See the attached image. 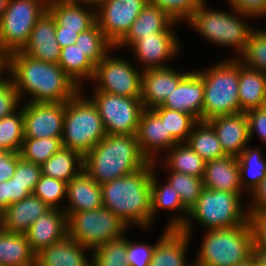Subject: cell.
<instances>
[{
    "label": "cell",
    "mask_w": 266,
    "mask_h": 266,
    "mask_svg": "<svg viewBox=\"0 0 266 266\" xmlns=\"http://www.w3.org/2000/svg\"><path fill=\"white\" fill-rule=\"evenodd\" d=\"M148 163L136 135L107 134L83 157V170L102 185L132 174Z\"/></svg>",
    "instance_id": "3957f363"
},
{
    "label": "cell",
    "mask_w": 266,
    "mask_h": 266,
    "mask_svg": "<svg viewBox=\"0 0 266 266\" xmlns=\"http://www.w3.org/2000/svg\"><path fill=\"white\" fill-rule=\"evenodd\" d=\"M82 1H86L87 3H90V4L96 6L99 2H101L103 0H82Z\"/></svg>",
    "instance_id": "e7e4bbea"
},
{
    "label": "cell",
    "mask_w": 266,
    "mask_h": 266,
    "mask_svg": "<svg viewBox=\"0 0 266 266\" xmlns=\"http://www.w3.org/2000/svg\"><path fill=\"white\" fill-rule=\"evenodd\" d=\"M142 70L132 63L110 52L95 66L92 78L94 91L106 92L124 97L141 96Z\"/></svg>",
    "instance_id": "7c38bea8"
},
{
    "label": "cell",
    "mask_w": 266,
    "mask_h": 266,
    "mask_svg": "<svg viewBox=\"0 0 266 266\" xmlns=\"http://www.w3.org/2000/svg\"><path fill=\"white\" fill-rule=\"evenodd\" d=\"M6 75L0 80V119L16 111L21 101L12 78Z\"/></svg>",
    "instance_id": "7dc6e473"
},
{
    "label": "cell",
    "mask_w": 266,
    "mask_h": 266,
    "mask_svg": "<svg viewBox=\"0 0 266 266\" xmlns=\"http://www.w3.org/2000/svg\"><path fill=\"white\" fill-rule=\"evenodd\" d=\"M234 266H258L255 256L252 254L245 261L240 262Z\"/></svg>",
    "instance_id": "6125c7cd"
},
{
    "label": "cell",
    "mask_w": 266,
    "mask_h": 266,
    "mask_svg": "<svg viewBox=\"0 0 266 266\" xmlns=\"http://www.w3.org/2000/svg\"><path fill=\"white\" fill-rule=\"evenodd\" d=\"M173 31L175 30L166 29L152 36L141 37L129 46L133 49L137 62L142 63V71L168 67L164 62L178 55L181 46Z\"/></svg>",
    "instance_id": "9a60e30c"
},
{
    "label": "cell",
    "mask_w": 266,
    "mask_h": 266,
    "mask_svg": "<svg viewBox=\"0 0 266 266\" xmlns=\"http://www.w3.org/2000/svg\"><path fill=\"white\" fill-rule=\"evenodd\" d=\"M237 158L242 189L251 194L266 176V159L259 148L249 146Z\"/></svg>",
    "instance_id": "d6a6232c"
},
{
    "label": "cell",
    "mask_w": 266,
    "mask_h": 266,
    "mask_svg": "<svg viewBox=\"0 0 266 266\" xmlns=\"http://www.w3.org/2000/svg\"><path fill=\"white\" fill-rule=\"evenodd\" d=\"M47 10L55 18L56 27H62V31L79 34L96 23V6L86 1L59 3L50 6Z\"/></svg>",
    "instance_id": "4316f807"
},
{
    "label": "cell",
    "mask_w": 266,
    "mask_h": 266,
    "mask_svg": "<svg viewBox=\"0 0 266 266\" xmlns=\"http://www.w3.org/2000/svg\"><path fill=\"white\" fill-rule=\"evenodd\" d=\"M66 191L67 182L41 174L32 194L38 196L49 207L58 209V204L66 196Z\"/></svg>",
    "instance_id": "ee69618b"
},
{
    "label": "cell",
    "mask_w": 266,
    "mask_h": 266,
    "mask_svg": "<svg viewBox=\"0 0 266 266\" xmlns=\"http://www.w3.org/2000/svg\"><path fill=\"white\" fill-rule=\"evenodd\" d=\"M6 150L0 145V154L4 153Z\"/></svg>",
    "instance_id": "03108f58"
},
{
    "label": "cell",
    "mask_w": 266,
    "mask_h": 266,
    "mask_svg": "<svg viewBox=\"0 0 266 266\" xmlns=\"http://www.w3.org/2000/svg\"><path fill=\"white\" fill-rule=\"evenodd\" d=\"M245 113L248 120L249 139L251 140L253 133H257L266 144V108L251 109Z\"/></svg>",
    "instance_id": "f907efd6"
},
{
    "label": "cell",
    "mask_w": 266,
    "mask_h": 266,
    "mask_svg": "<svg viewBox=\"0 0 266 266\" xmlns=\"http://www.w3.org/2000/svg\"><path fill=\"white\" fill-rule=\"evenodd\" d=\"M89 98L99 111L106 134H137L140 115L144 110L140 97L94 91Z\"/></svg>",
    "instance_id": "8fae6325"
},
{
    "label": "cell",
    "mask_w": 266,
    "mask_h": 266,
    "mask_svg": "<svg viewBox=\"0 0 266 266\" xmlns=\"http://www.w3.org/2000/svg\"><path fill=\"white\" fill-rule=\"evenodd\" d=\"M167 153L163 163L168 172L176 171L191 176L203 177L206 162L187 143H178Z\"/></svg>",
    "instance_id": "e575fe53"
},
{
    "label": "cell",
    "mask_w": 266,
    "mask_h": 266,
    "mask_svg": "<svg viewBox=\"0 0 266 266\" xmlns=\"http://www.w3.org/2000/svg\"><path fill=\"white\" fill-rule=\"evenodd\" d=\"M7 71L20 100L28 93V102L32 103L67 102L82 89L58 64L34 59L21 51L8 55Z\"/></svg>",
    "instance_id": "6da1fadb"
},
{
    "label": "cell",
    "mask_w": 266,
    "mask_h": 266,
    "mask_svg": "<svg viewBox=\"0 0 266 266\" xmlns=\"http://www.w3.org/2000/svg\"><path fill=\"white\" fill-rule=\"evenodd\" d=\"M9 207L8 180L0 183V213Z\"/></svg>",
    "instance_id": "6f0895ef"
},
{
    "label": "cell",
    "mask_w": 266,
    "mask_h": 266,
    "mask_svg": "<svg viewBox=\"0 0 266 266\" xmlns=\"http://www.w3.org/2000/svg\"><path fill=\"white\" fill-rule=\"evenodd\" d=\"M58 65L80 88L82 81H91L95 72V65L76 44L61 48Z\"/></svg>",
    "instance_id": "d590c367"
},
{
    "label": "cell",
    "mask_w": 266,
    "mask_h": 266,
    "mask_svg": "<svg viewBox=\"0 0 266 266\" xmlns=\"http://www.w3.org/2000/svg\"><path fill=\"white\" fill-rule=\"evenodd\" d=\"M206 4L205 0L200 2L192 16L187 20L189 25L191 24L190 26L207 41L218 46H230L237 51V54L241 55L246 48L250 34L254 30L246 20L242 19L248 15L235 9L232 10L233 14L216 9L210 10Z\"/></svg>",
    "instance_id": "ba28073f"
},
{
    "label": "cell",
    "mask_w": 266,
    "mask_h": 266,
    "mask_svg": "<svg viewBox=\"0 0 266 266\" xmlns=\"http://www.w3.org/2000/svg\"><path fill=\"white\" fill-rule=\"evenodd\" d=\"M154 248L155 244L134 243L127 239L128 266H149Z\"/></svg>",
    "instance_id": "c3c4849f"
},
{
    "label": "cell",
    "mask_w": 266,
    "mask_h": 266,
    "mask_svg": "<svg viewBox=\"0 0 266 266\" xmlns=\"http://www.w3.org/2000/svg\"><path fill=\"white\" fill-rule=\"evenodd\" d=\"M165 123L166 135H172L179 143H186L197 120L190 114L161 106L151 109Z\"/></svg>",
    "instance_id": "74e56055"
},
{
    "label": "cell",
    "mask_w": 266,
    "mask_h": 266,
    "mask_svg": "<svg viewBox=\"0 0 266 266\" xmlns=\"http://www.w3.org/2000/svg\"><path fill=\"white\" fill-rule=\"evenodd\" d=\"M149 4L166 11L175 21H187L202 0H147Z\"/></svg>",
    "instance_id": "f6af8a7d"
},
{
    "label": "cell",
    "mask_w": 266,
    "mask_h": 266,
    "mask_svg": "<svg viewBox=\"0 0 266 266\" xmlns=\"http://www.w3.org/2000/svg\"><path fill=\"white\" fill-rule=\"evenodd\" d=\"M30 194L32 193L27 189V186L20 185L11 178L8 179L9 206L15 202H19Z\"/></svg>",
    "instance_id": "11a10c76"
},
{
    "label": "cell",
    "mask_w": 266,
    "mask_h": 266,
    "mask_svg": "<svg viewBox=\"0 0 266 266\" xmlns=\"http://www.w3.org/2000/svg\"><path fill=\"white\" fill-rule=\"evenodd\" d=\"M239 103L241 112L263 108L266 101L265 76L262 71L239 62Z\"/></svg>",
    "instance_id": "f546056e"
},
{
    "label": "cell",
    "mask_w": 266,
    "mask_h": 266,
    "mask_svg": "<svg viewBox=\"0 0 266 266\" xmlns=\"http://www.w3.org/2000/svg\"><path fill=\"white\" fill-rule=\"evenodd\" d=\"M136 136L139 148L149 162L158 161V152H167L179 143L172 135H166L165 123L151 109L142 111Z\"/></svg>",
    "instance_id": "ac0fdd59"
},
{
    "label": "cell",
    "mask_w": 266,
    "mask_h": 266,
    "mask_svg": "<svg viewBox=\"0 0 266 266\" xmlns=\"http://www.w3.org/2000/svg\"><path fill=\"white\" fill-rule=\"evenodd\" d=\"M0 266H35L27 237L0 228Z\"/></svg>",
    "instance_id": "4dcf8cb0"
},
{
    "label": "cell",
    "mask_w": 266,
    "mask_h": 266,
    "mask_svg": "<svg viewBox=\"0 0 266 266\" xmlns=\"http://www.w3.org/2000/svg\"><path fill=\"white\" fill-rule=\"evenodd\" d=\"M92 251V266H128L127 238L124 235L104 243Z\"/></svg>",
    "instance_id": "b9f144b4"
},
{
    "label": "cell",
    "mask_w": 266,
    "mask_h": 266,
    "mask_svg": "<svg viewBox=\"0 0 266 266\" xmlns=\"http://www.w3.org/2000/svg\"><path fill=\"white\" fill-rule=\"evenodd\" d=\"M204 84L202 121L241 113L239 103V61L227 58L209 69L196 71Z\"/></svg>",
    "instance_id": "277c9868"
},
{
    "label": "cell",
    "mask_w": 266,
    "mask_h": 266,
    "mask_svg": "<svg viewBox=\"0 0 266 266\" xmlns=\"http://www.w3.org/2000/svg\"><path fill=\"white\" fill-rule=\"evenodd\" d=\"M204 188L242 194L238 158L226 155L207 161L202 177Z\"/></svg>",
    "instance_id": "7402d4cb"
},
{
    "label": "cell",
    "mask_w": 266,
    "mask_h": 266,
    "mask_svg": "<svg viewBox=\"0 0 266 266\" xmlns=\"http://www.w3.org/2000/svg\"><path fill=\"white\" fill-rule=\"evenodd\" d=\"M205 162L226 156L207 121H197L186 142Z\"/></svg>",
    "instance_id": "836d02e7"
},
{
    "label": "cell",
    "mask_w": 266,
    "mask_h": 266,
    "mask_svg": "<svg viewBox=\"0 0 266 266\" xmlns=\"http://www.w3.org/2000/svg\"><path fill=\"white\" fill-rule=\"evenodd\" d=\"M265 76V85H266V71L263 72Z\"/></svg>",
    "instance_id": "a7ac6f4b"
},
{
    "label": "cell",
    "mask_w": 266,
    "mask_h": 266,
    "mask_svg": "<svg viewBox=\"0 0 266 266\" xmlns=\"http://www.w3.org/2000/svg\"><path fill=\"white\" fill-rule=\"evenodd\" d=\"M81 89L65 102L62 145L83 157L107 134L96 105Z\"/></svg>",
    "instance_id": "52a82bcc"
},
{
    "label": "cell",
    "mask_w": 266,
    "mask_h": 266,
    "mask_svg": "<svg viewBox=\"0 0 266 266\" xmlns=\"http://www.w3.org/2000/svg\"><path fill=\"white\" fill-rule=\"evenodd\" d=\"M56 40L59 42L60 48L75 44L78 33L62 31V27H56Z\"/></svg>",
    "instance_id": "9f6ffc18"
},
{
    "label": "cell",
    "mask_w": 266,
    "mask_h": 266,
    "mask_svg": "<svg viewBox=\"0 0 266 266\" xmlns=\"http://www.w3.org/2000/svg\"><path fill=\"white\" fill-rule=\"evenodd\" d=\"M189 72H180L171 66L143 71L140 99L144 109L161 106Z\"/></svg>",
    "instance_id": "2e32d148"
},
{
    "label": "cell",
    "mask_w": 266,
    "mask_h": 266,
    "mask_svg": "<svg viewBox=\"0 0 266 266\" xmlns=\"http://www.w3.org/2000/svg\"><path fill=\"white\" fill-rule=\"evenodd\" d=\"M197 259L200 266H234L252 255L250 220L238 227L206 230Z\"/></svg>",
    "instance_id": "8992f818"
},
{
    "label": "cell",
    "mask_w": 266,
    "mask_h": 266,
    "mask_svg": "<svg viewBox=\"0 0 266 266\" xmlns=\"http://www.w3.org/2000/svg\"><path fill=\"white\" fill-rule=\"evenodd\" d=\"M203 103V80L196 71H190L161 107L190 114L197 121H202Z\"/></svg>",
    "instance_id": "d6986e66"
},
{
    "label": "cell",
    "mask_w": 266,
    "mask_h": 266,
    "mask_svg": "<svg viewBox=\"0 0 266 266\" xmlns=\"http://www.w3.org/2000/svg\"><path fill=\"white\" fill-rule=\"evenodd\" d=\"M20 153L5 151L0 154V183L11 178L17 166V160Z\"/></svg>",
    "instance_id": "db71d44e"
},
{
    "label": "cell",
    "mask_w": 266,
    "mask_h": 266,
    "mask_svg": "<svg viewBox=\"0 0 266 266\" xmlns=\"http://www.w3.org/2000/svg\"><path fill=\"white\" fill-rule=\"evenodd\" d=\"M8 3H9V0H0V19L3 15L4 11L8 7Z\"/></svg>",
    "instance_id": "be15d7a7"
},
{
    "label": "cell",
    "mask_w": 266,
    "mask_h": 266,
    "mask_svg": "<svg viewBox=\"0 0 266 266\" xmlns=\"http://www.w3.org/2000/svg\"><path fill=\"white\" fill-rule=\"evenodd\" d=\"M232 9L250 18L266 15V0H227Z\"/></svg>",
    "instance_id": "816d5d0a"
},
{
    "label": "cell",
    "mask_w": 266,
    "mask_h": 266,
    "mask_svg": "<svg viewBox=\"0 0 266 266\" xmlns=\"http://www.w3.org/2000/svg\"><path fill=\"white\" fill-rule=\"evenodd\" d=\"M191 266H200V265L196 264L195 262H192Z\"/></svg>",
    "instance_id": "003e7915"
},
{
    "label": "cell",
    "mask_w": 266,
    "mask_h": 266,
    "mask_svg": "<svg viewBox=\"0 0 266 266\" xmlns=\"http://www.w3.org/2000/svg\"><path fill=\"white\" fill-rule=\"evenodd\" d=\"M24 140L23 107L0 119V145L10 152H20Z\"/></svg>",
    "instance_id": "f35d334b"
},
{
    "label": "cell",
    "mask_w": 266,
    "mask_h": 266,
    "mask_svg": "<svg viewBox=\"0 0 266 266\" xmlns=\"http://www.w3.org/2000/svg\"><path fill=\"white\" fill-rule=\"evenodd\" d=\"M61 209V206L60 209L51 208L39 216L25 233L30 249L35 255L67 236V215Z\"/></svg>",
    "instance_id": "ffe728a7"
},
{
    "label": "cell",
    "mask_w": 266,
    "mask_h": 266,
    "mask_svg": "<svg viewBox=\"0 0 266 266\" xmlns=\"http://www.w3.org/2000/svg\"><path fill=\"white\" fill-rule=\"evenodd\" d=\"M47 8L39 0H9L0 19V47L7 54L21 51Z\"/></svg>",
    "instance_id": "30bf717a"
},
{
    "label": "cell",
    "mask_w": 266,
    "mask_h": 266,
    "mask_svg": "<svg viewBox=\"0 0 266 266\" xmlns=\"http://www.w3.org/2000/svg\"><path fill=\"white\" fill-rule=\"evenodd\" d=\"M147 3V0H103L96 5V23L116 46Z\"/></svg>",
    "instance_id": "4fadbf2b"
},
{
    "label": "cell",
    "mask_w": 266,
    "mask_h": 266,
    "mask_svg": "<svg viewBox=\"0 0 266 266\" xmlns=\"http://www.w3.org/2000/svg\"><path fill=\"white\" fill-rule=\"evenodd\" d=\"M89 250L66 236L38 252L35 255V266H92V260H88L85 255Z\"/></svg>",
    "instance_id": "d4e9b609"
},
{
    "label": "cell",
    "mask_w": 266,
    "mask_h": 266,
    "mask_svg": "<svg viewBox=\"0 0 266 266\" xmlns=\"http://www.w3.org/2000/svg\"><path fill=\"white\" fill-rule=\"evenodd\" d=\"M226 155L238 157L249 145L248 120L245 112L218 116L207 121Z\"/></svg>",
    "instance_id": "44dd1931"
},
{
    "label": "cell",
    "mask_w": 266,
    "mask_h": 266,
    "mask_svg": "<svg viewBox=\"0 0 266 266\" xmlns=\"http://www.w3.org/2000/svg\"><path fill=\"white\" fill-rule=\"evenodd\" d=\"M252 254L255 256L258 266H266V255L256 252L254 249Z\"/></svg>",
    "instance_id": "94428289"
},
{
    "label": "cell",
    "mask_w": 266,
    "mask_h": 266,
    "mask_svg": "<svg viewBox=\"0 0 266 266\" xmlns=\"http://www.w3.org/2000/svg\"><path fill=\"white\" fill-rule=\"evenodd\" d=\"M51 209L38 196L30 194L19 202H15L1 213L3 230L25 234L39 217Z\"/></svg>",
    "instance_id": "603a6c76"
},
{
    "label": "cell",
    "mask_w": 266,
    "mask_h": 266,
    "mask_svg": "<svg viewBox=\"0 0 266 266\" xmlns=\"http://www.w3.org/2000/svg\"><path fill=\"white\" fill-rule=\"evenodd\" d=\"M77 46L96 66L115 46L106 38L101 28L95 23L88 30L78 34Z\"/></svg>",
    "instance_id": "8d00e7d4"
},
{
    "label": "cell",
    "mask_w": 266,
    "mask_h": 266,
    "mask_svg": "<svg viewBox=\"0 0 266 266\" xmlns=\"http://www.w3.org/2000/svg\"><path fill=\"white\" fill-rule=\"evenodd\" d=\"M256 252L266 255V213L249 215Z\"/></svg>",
    "instance_id": "681fc988"
},
{
    "label": "cell",
    "mask_w": 266,
    "mask_h": 266,
    "mask_svg": "<svg viewBox=\"0 0 266 266\" xmlns=\"http://www.w3.org/2000/svg\"><path fill=\"white\" fill-rule=\"evenodd\" d=\"M83 170V156L72 149L62 147L41 165L44 176L69 182Z\"/></svg>",
    "instance_id": "1f68e13d"
},
{
    "label": "cell",
    "mask_w": 266,
    "mask_h": 266,
    "mask_svg": "<svg viewBox=\"0 0 266 266\" xmlns=\"http://www.w3.org/2000/svg\"><path fill=\"white\" fill-rule=\"evenodd\" d=\"M62 137L54 138H24L20 149V156L27 161L42 165L53 154L59 151L62 145Z\"/></svg>",
    "instance_id": "ab89813d"
},
{
    "label": "cell",
    "mask_w": 266,
    "mask_h": 266,
    "mask_svg": "<svg viewBox=\"0 0 266 266\" xmlns=\"http://www.w3.org/2000/svg\"><path fill=\"white\" fill-rule=\"evenodd\" d=\"M55 34L56 20L46 10L35 23L21 52L37 60L58 64L61 48Z\"/></svg>",
    "instance_id": "e0dca14e"
},
{
    "label": "cell",
    "mask_w": 266,
    "mask_h": 266,
    "mask_svg": "<svg viewBox=\"0 0 266 266\" xmlns=\"http://www.w3.org/2000/svg\"><path fill=\"white\" fill-rule=\"evenodd\" d=\"M155 170L151 177V212L152 224L157 210H170L178 212L167 223L168 229H180L188 218L189 211L183 206L182 200L175 189L166 181L165 184H158ZM182 213V214H181Z\"/></svg>",
    "instance_id": "f1b7e54d"
},
{
    "label": "cell",
    "mask_w": 266,
    "mask_h": 266,
    "mask_svg": "<svg viewBox=\"0 0 266 266\" xmlns=\"http://www.w3.org/2000/svg\"><path fill=\"white\" fill-rule=\"evenodd\" d=\"M65 213H75L100 208L102 204L101 185L84 170L67 183Z\"/></svg>",
    "instance_id": "cb8c5ba5"
},
{
    "label": "cell",
    "mask_w": 266,
    "mask_h": 266,
    "mask_svg": "<svg viewBox=\"0 0 266 266\" xmlns=\"http://www.w3.org/2000/svg\"><path fill=\"white\" fill-rule=\"evenodd\" d=\"M67 236L92 249L125 235L128 225L104 206L66 213Z\"/></svg>",
    "instance_id": "9c48e42d"
},
{
    "label": "cell",
    "mask_w": 266,
    "mask_h": 266,
    "mask_svg": "<svg viewBox=\"0 0 266 266\" xmlns=\"http://www.w3.org/2000/svg\"><path fill=\"white\" fill-rule=\"evenodd\" d=\"M157 160L138 171L101 185L102 204L128 226L149 229L152 225L151 177Z\"/></svg>",
    "instance_id": "7a4b0ae2"
},
{
    "label": "cell",
    "mask_w": 266,
    "mask_h": 266,
    "mask_svg": "<svg viewBox=\"0 0 266 266\" xmlns=\"http://www.w3.org/2000/svg\"><path fill=\"white\" fill-rule=\"evenodd\" d=\"M175 21L166 11L158 6L149 3L142 9V12L132 23L131 29L126 36L115 46L129 47L133 42L138 41L141 37L152 36L154 33L164 32L166 29H173Z\"/></svg>",
    "instance_id": "83f0119b"
},
{
    "label": "cell",
    "mask_w": 266,
    "mask_h": 266,
    "mask_svg": "<svg viewBox=\"0 0 266 266\" xmlns=\"http://www.w3.org/2000/svg\"><path fill=\"white\" fill-rule=\"evenodd\" d=\"M41 176V166L18 157L16 171L11 179L20 185L27 186L32 193Z\"/></svg>",
    "instance_id": "bcb514c9"
},
{
    "label": "cell",
    "mask_w": 266,
    "mask_h": 266,
    "mask_svg": "<svg viewBox=\"0 0 266 266\" xmlns=\"http://www.w3.org/2000/svg\"><path fill=\"white\" fill-rule=\"evenodd\" d=\"M168 174L170 175L166 181L177 191L183 206L190 211L204 189L202 178L176 171H170Z\"/></svg>",
    "instance_id": "60d3db41"
},
{
    "label": "cell",
    "mask_w": 266,
    "mask_h": 266,
    "mask_svg": "<svg viewBox=\"0 0 266 266\" xmlns=\"http://www.w3.org/2000/svg\"><path fill=\"white\" fill-rule=\"evenodd\" d=\"M8 70V55L0 47V80L3 78V72L7 74Z\"/></svg>",
    "instance_id": "680465c9"
},
{
    "label": "cell",
    "mask_w": 266,
    "mask_h": 266,
    "mask_svg": "<svg viewBox=\"0 0 266 266\" xmlns=\"http://www.w3.org/2000/svg\"><path fill=\"white\" fill-rule=\"evenodd\" d=\"M162 236L155 243L149 266H191L186 262L190 235L180 229L165 227Z\"/></svg>",
    "instance_id": "484cf974"
},
{
    "label": "cell",
    "mask_w": 266,
    "mask_h": 266,
    "mask_svg": "<svg viewBox=\"0 0 266 266\" xmlns=\"http://www.w3.org/2000/svg\"><path fill=\"white\" fill-rule=\"evenodd\" d=\"M251 204L246 207L249 215L266 213V176L260 181L259 185L252 191L250 195Z\"/></svg>",
    "instance_id": "f5cc1de1"
},
{
    "label": "cell",
    "mask_w": 266,
    "mask_h": 266,
    "mask_svg": "<svg viewBox=\"0 0 266 266\" xmlns=\"http://www.w3.org/2000/svg\"><path fill=\"white\" fill-rule=\"evenodd\" d=\"M23 107L24 138L62 137L65 102L32 103Z\"/></svg>",
    "instance_id": "5bb4252c"
},
{
    "label": "cell",
    "mask_w": 266,
    "mask_h": 266,
    "mask_svg": "<svg viewBox=\"0 0 266 266\" xmlns=\"http://www.w3.org/2000/svg\"><path fill=\"white\" fill-rule=\"evenodd\" d=\"M238 56L234 59H237L244 66L262 72L266 71V31L254 29L250 34L246 48L239 58Z\"/></svg>",
    "instance_id": "7bdbcfd3"
},
{
    "label": "cell",
    "mask_w": 266,
    "mask_h": 266,
    "mask_svg": "<svg viewBox=\"0 0 266 266\" xmlns=\"http://www.w3.org/2000/svg\"><path fill=\"white\" fill-rule=\"evenodd\" d=\"M47 9L55 4L74 2L77 0H39Z\"/></svg>",
    "instance_id": "91938a15"
},
{
    "label": "cell",
    "mask_w": 266,
    "mask_h": 266,
    "mask_svg": "<svg viewBox=\"0 0 266 266\" xmlns=\"http://www.w3.org/2000/svg\"><path fill=\"white\" fill-rule=\"evenodd\" d=\"M240 197L238 193L204 188L180 230L192 237L191 219L206 230L240 226L249 220V212L242 209Z\"/></svg>",
    "instance_id": "5b68a950"
}]
</instances>
